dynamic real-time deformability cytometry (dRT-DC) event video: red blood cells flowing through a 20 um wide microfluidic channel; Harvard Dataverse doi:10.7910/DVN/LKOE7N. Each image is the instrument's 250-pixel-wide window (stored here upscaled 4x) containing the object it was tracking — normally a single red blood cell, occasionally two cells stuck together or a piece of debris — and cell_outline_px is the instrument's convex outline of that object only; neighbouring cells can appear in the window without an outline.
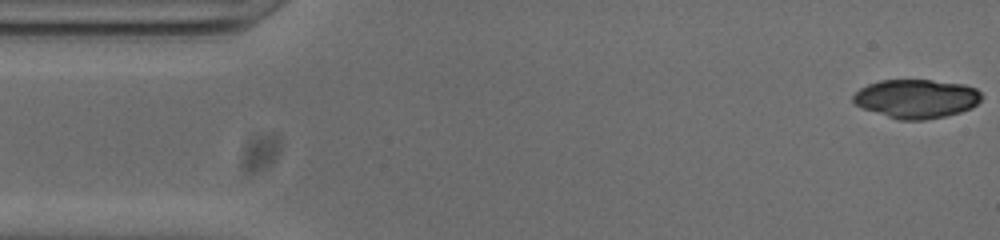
{"species": "common noctule bat (a hibernating species)", "species_latin": "Nyctalus noctula", "temperature_condition": "cold", "stored_images_in_passage": 52, "camera_frame_rate_fps": 3000, "um_per_image_px": 0.085, "animal": {"sex": "male", "body_mass_g": 20.0, "forearm_length_mm": 53.3}, "frame": {"image": 1, "passage_image": 1, "time_ms": 0.0, "image_size_px": [1000, 240], "cell_outline_px": [[980, 100], [972, 108], [960, 112], [944, 116], [924, 120], [900, 120], [864, 108], [856, 104], [852, 100], [852, 96], [860, 88], [868, 84], [880, 80], [932, 80], [964, 84], [976, 88], [980, 92]], "centroid_in_image_um": [77.9, 8.38], "position_along_channel_um": 7.1, "area_um2": 28.84}}